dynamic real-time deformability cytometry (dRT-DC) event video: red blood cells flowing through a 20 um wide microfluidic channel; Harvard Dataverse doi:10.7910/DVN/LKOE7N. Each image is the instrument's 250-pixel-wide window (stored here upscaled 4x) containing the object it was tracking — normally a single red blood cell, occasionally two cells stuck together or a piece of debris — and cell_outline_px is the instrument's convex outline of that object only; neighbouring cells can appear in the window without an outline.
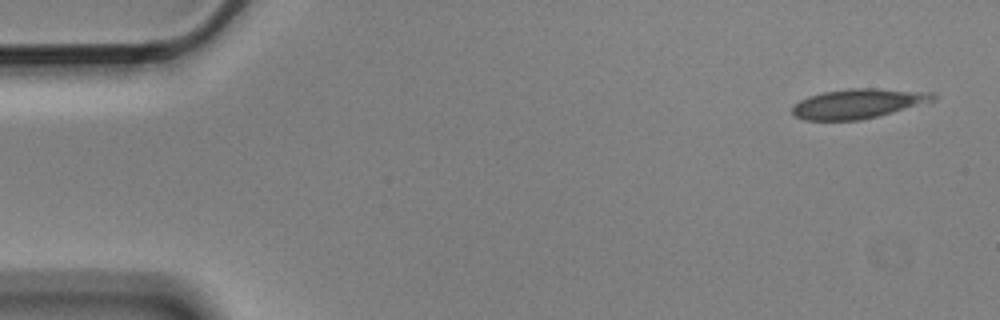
{"species": "Egyptian fruit bat (a non-hibernating species)", "species_latin": "Rousettus aegyptiacus", "temperature_condition": "cold", "stored_images_in_passage": 6, "camera_frame_rate_fps": 3000, "um_per_image_px": 0.085, "animal": {"sex": "male"}, "frame": {"image": 1, "passage_image": 1, "time_ms": 0.0, "image_size_px": [1000, 320], "cell_outline_px": [[936, 100], [876, 116], [860, 120], [804, 120], [792, 116], [792, 108], [800, 100], [808, 96], [824, 92], [852, 88], [872, 88], [932, 92], [936, 96]], "centroid_in_image_um": [72.9, 8.8], "position_along_channel_um": 12.1, "area_um2": 24.04}}
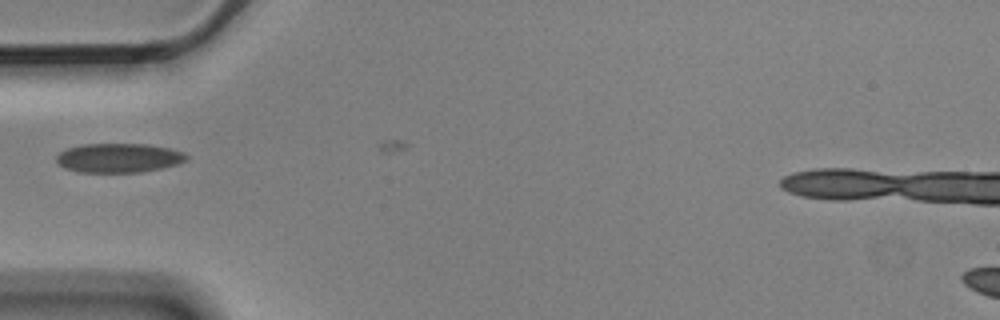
{"frame": {"image": 2, "passage_image": 5, "time_ms": 1.333, "image_size_px": [1000, 320], "cell_outline_px": [[188, 156], [184, 160], [176, 164], [160, 168], [140, 172], [80, 172], [64, 168], [56, 164], [56, 156], [60, 152], [68, 148], [84, 144], [148, 144], [168, 148], [184, 152]], "centroid_in_image_um": [10.04, 13.42], "position_along_channel_um": 75.0, "area_um2": 22.02}}